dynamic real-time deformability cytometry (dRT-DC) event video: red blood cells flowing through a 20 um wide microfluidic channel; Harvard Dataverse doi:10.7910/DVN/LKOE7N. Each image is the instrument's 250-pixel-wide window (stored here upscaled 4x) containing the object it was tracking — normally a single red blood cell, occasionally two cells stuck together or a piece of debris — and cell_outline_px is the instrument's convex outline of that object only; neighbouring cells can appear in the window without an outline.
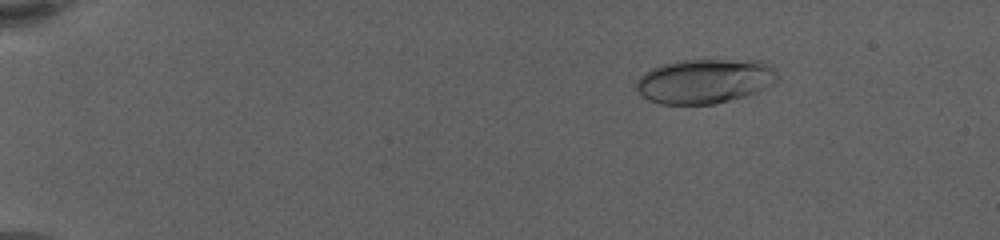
{"species": "human", "species_latin": "Homo sapiens", "temperature_condition": "warm", "stored_images_in_passage": 81, "camera_frame_rate_fps": 3000, "um_per_image_px": 0.085, "donor": {"sex": "female"}, "frame": {"image": 1, "passage_image": 15, "time_ms": 3.0, "image_size_px": [1000, 240], "cell_outline_px": [[776, 80], [772, 84], [756, 92], [744, 96], [716, 104], [660, 104], [648, 100], [640, 96], [636, 92], [636, 80], [644, 72], [652, 68], [664, 64], [680, 60], [760, 60], [772, 64], [776, 68]], "centroid_in_image_um": [59.88, 6.89], "position_along_channel_um": 25.1, "area_um2": 36.93}}
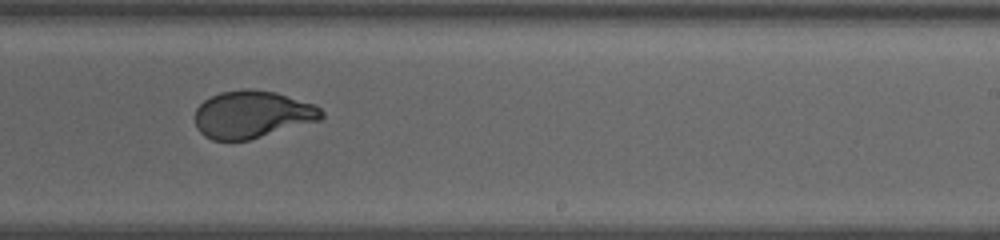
{"frame": {"image": 2, "passage_image": 55, "time_ms": 13.667, "image_size_px": [1000, 240], "cell_outline_px": [[324, 116], [320, 120], [248, 140], [212, 140], [204, 136], [196, 128], [196, 108], [204, 100], [220, 92], [244, 88], [248, 88], [276, 92], [316, 104], [324, 112]], "centroid_in_image_um": [21.45, 9.71], "position_along_channel_um": 267.6, "area_um2": 35.03}}
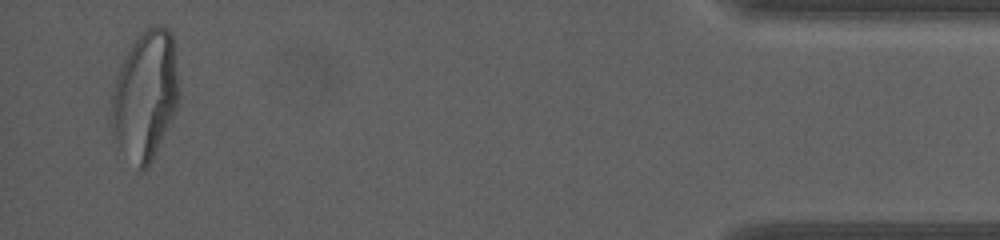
{"frame": {"image": 3, "passage_image": 77, "time_ms": 20.333, "image_size_px": [1000, 240], "cell_outline_px": [[180, 96], [176, 108], [156, 152], [148, 168], [136, 172], [112, 136], [112, 92], [116, 76], [132, 44], [148, 28], [156, 24], [168, 28], [172, 32]], "centroid_in_image_um": [12.35, 8.17], "position_along_channel_um": 422.9, "area_um2": 50.58}, "authors_computed_cell_mechanics": {"area_um2": 36.2984, "velocity_mm_per_s": 3.3181, "shape_relaxation_time_tau1_ms": 6.3696, "shape_relaxation_time_tau2_ms": null, "deformation_change_tau1": 0.2213, "deformation_change_tau2": null}}